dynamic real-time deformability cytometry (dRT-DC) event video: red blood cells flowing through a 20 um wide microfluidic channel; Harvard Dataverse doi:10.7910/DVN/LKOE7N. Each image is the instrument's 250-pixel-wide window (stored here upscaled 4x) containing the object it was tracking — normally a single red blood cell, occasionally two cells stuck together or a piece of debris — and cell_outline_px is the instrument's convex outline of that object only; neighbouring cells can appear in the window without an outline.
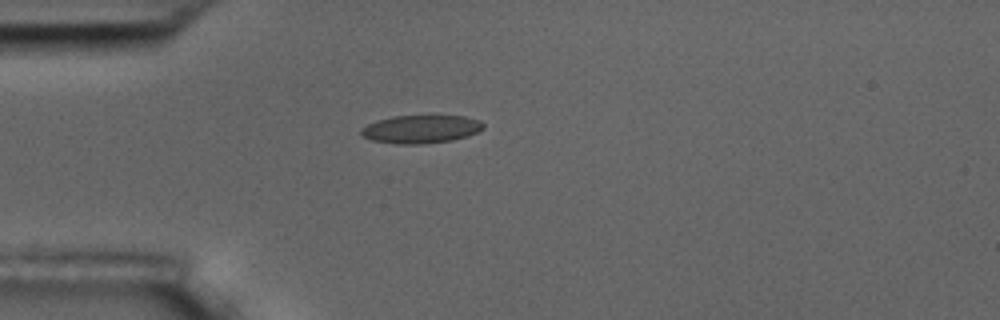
{"species": "common noctule bat (a hibernating species)", "species_latin": "Nyctalus noctula", "temperature_condition": "room temperature", "stored_images_in_passage": 8, "camera_frame_rate_fps": 3000, "um_per_image_px": 0.085, "animal": {"sex": "male", "body_mass_g": 17.5, "forearm_length_mm": 52.3}, "frame": {"image": 1, "passage_image": 1, "time_ms": 0.0, "image_size_px": [1000, 320], "cell_outline_px": [[484, 128], [468, 136], [452, 140], [424, 144], [396, 144], [372, 140], [364, 136], [360, 132], [368, 124], [376, 120], [392, 116], [464, 116], [480, 120], [484, 124]], "centroid_in_image_um": [35.8, 10.98], "position_along_channel_um": 49.2, "area_um2": 19.94}}
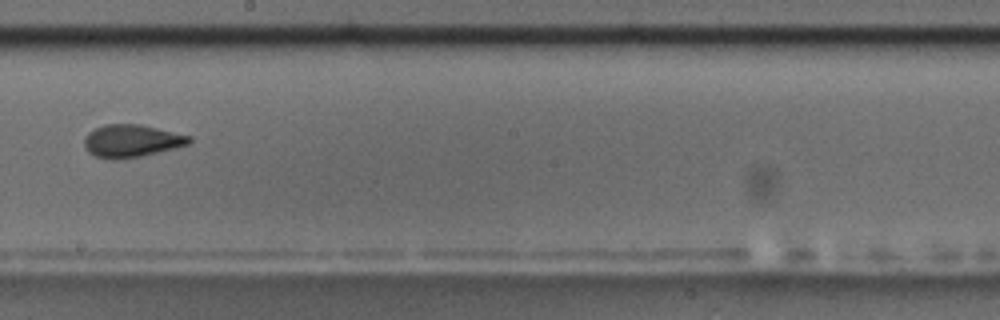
{"frame": {"image": 2, "passage_image": 6, "time_ms": 5.667, "image_size_px": [1000, 320], "cell_outline_px": [[192, 144], [176, 148], [140, 156], [116, 160], [96, 156], [88, 152], [84, 144], [84, 136], [88, 132], [104, 124], [140, 124], [192, 136]], "centroid_in_image_um": [11.21, 11.97], "position_along_channel_um": 237.0, "area_um2": 20.06}}
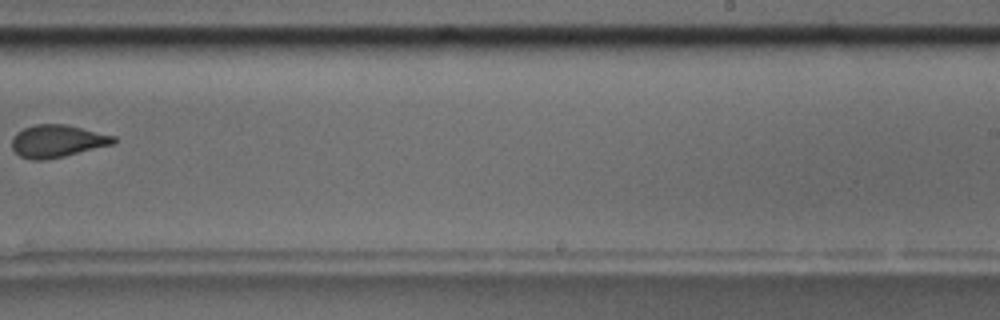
{"frame": {"image": 3, "passage_image": 7, "time_ms": 7.0, "image_size_px": [1000, 320], "cell_outline_px": [[116, 140], [112, 144], [64, 156], [44, 160], [32, 160], [20, 156], [12, 148], [12, 136], [16, 132], [24, 128], [36, 124], [64, 124], [116, 136]], "centroid_in_image_um": [4.83, 11.99], "position_along_channel_um": 284.2, "area_um2": 19.07}}